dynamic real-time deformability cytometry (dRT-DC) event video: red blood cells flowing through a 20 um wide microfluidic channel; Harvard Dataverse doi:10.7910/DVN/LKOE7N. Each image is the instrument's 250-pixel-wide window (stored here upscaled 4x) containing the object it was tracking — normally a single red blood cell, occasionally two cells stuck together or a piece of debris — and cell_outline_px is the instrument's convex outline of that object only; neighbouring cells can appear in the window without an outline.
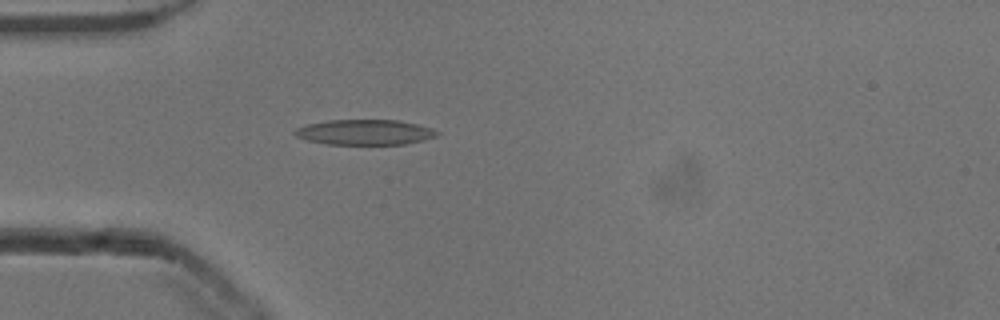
{"species": "common noctule bat (a hibernating species)", "species_latin": "Nyctalus noctula", "temperature_condition": "cold", "stored_images_in_passage": 38, "camera_frame_rate_fps": 3000, "um_per_image_px": 0.085, "animal": {"sex": "male", "body_mass_g": 13.3}, "frame": {"image": 1, "passage_image": 1, "time_ms": 0.0, "image_size_px": [1000, 320], "cell_outline_px": [[440, 132], [436, 136], [424, 140], [404, 144], [328, 144], [308, 140], [296, 136], [292, 132], [296, 128], [308, 124], [328, 120], [400, 120], [432, 128]], "centroid_in_image_um": [31.02, 11.23], "position_along_channel_um": 54.0, "area_um2": 20.87}}
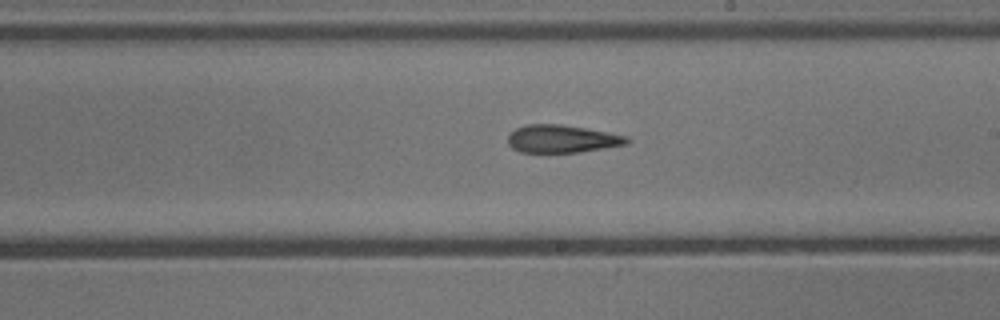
{"frame": {"image": 2, "passage_image": 16, "time_ms": 5.0, "image_size_px": [1000, 320], "cell_outline_px": [[632, 140], [628, 144], [580, 152], [520, 152], [512, 148], [508, 144], [508, 136], [516, 128], [524, 124], [560, 124], [608, 132], [628, 136]], "centroid_in_image_um": [47.79, 11.8], "position_along_channel_um": 241.2, "area_um2": 19.31}}
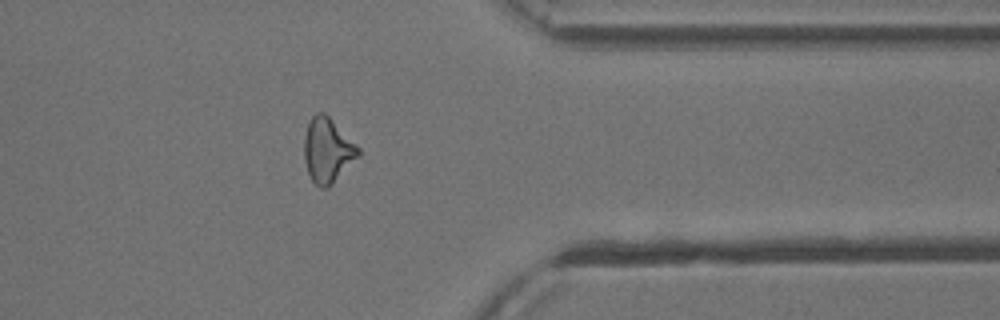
{"frame": {"image": 3, "passage_image": 28, "time_ms": 9.0, "image_size_px": [1000, 320], "cell_outline_px": [[360, 156], [328, 188], [320, 188], [312, 180], [308, 172], [304, 160], [304, 136], [308, 120], [316, 112], [324, 112], [360, 148]], "centroid_in_image_um": [27.83, 12.78], "position_along_channel_um": 383.6, "area_um2": 20.46}, "authors_computed_cell_mechanics": {"area_um2": 19.8254, "velocity_mm_per_s": 3.8785, "shape_relaxation_time_tau1_ms": null, "shape_relaxation_time_tau2_ms": 7.7164, "deformation_change_tau1": null, "deformation_change_tau2": 0.2398}}